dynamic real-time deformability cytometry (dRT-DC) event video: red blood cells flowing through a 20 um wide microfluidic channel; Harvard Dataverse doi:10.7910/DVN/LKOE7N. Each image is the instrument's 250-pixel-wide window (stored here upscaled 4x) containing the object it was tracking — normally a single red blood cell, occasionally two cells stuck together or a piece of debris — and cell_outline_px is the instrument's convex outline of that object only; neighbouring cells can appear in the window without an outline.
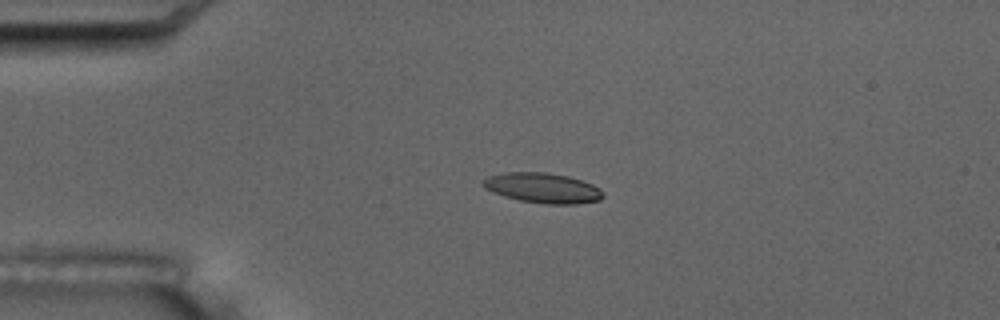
{"species": "common noctule bat (a hibernating species)", "species_latin": "Nyctalus noctula", "temperature_condition": "room temperature", "stored_images_in_passage": 6, "camera_frame_rate_fps": 3000, "um_per_image_px": 0.085, "animal": {"sex": "male", "body_mass_g": 17.5, "forearm_length_mm": 52.3}, "frame": {"image": 1, "passage_image": 5, "time_ms": 4.333, "image_size_px": [1000, 320], "cell_outline_px": [[604, 196], [600, 200], [576, 204], [544, 204], [520, 200], [504, 196], [492, 192], [484, 188], [480, 184], [488, 176], [508, 172], [544, 172], [568, 176], [592, 184], [600, 188], [604, 192]], "centroid_in_image_um": [46.13, 15.98], "position_along_channel_um": 38.9, "area_um2": 21.1}}